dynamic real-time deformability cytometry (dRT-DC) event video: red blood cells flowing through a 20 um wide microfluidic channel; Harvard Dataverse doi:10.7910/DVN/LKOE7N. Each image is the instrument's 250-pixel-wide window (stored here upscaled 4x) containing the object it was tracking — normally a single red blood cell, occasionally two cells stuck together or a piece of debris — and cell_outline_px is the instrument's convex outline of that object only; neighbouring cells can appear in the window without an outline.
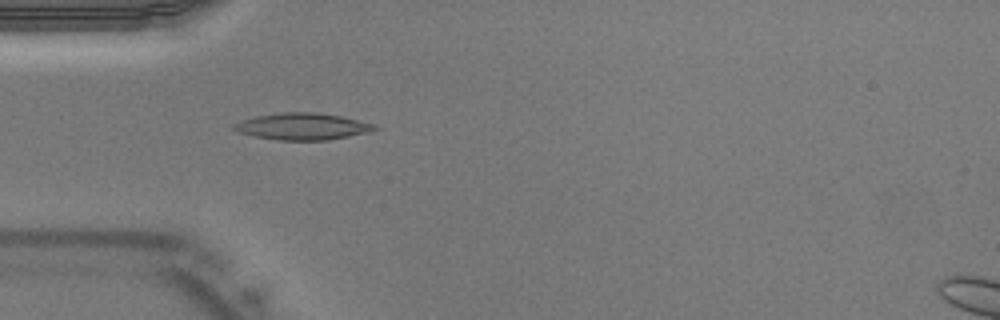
{"species": "Egyptian fruit bat (a non-hibernating species)", "species_latin": "Rousettus aegyptiacus", "temperature_condition": "warm", "stored_images_in_passage": 41, "camera_frame_rate_fps": 3000, "um_per_image_px": 0.085, "animal": {"sex": "male"}, "frame": {"image": 1, "passage_image": 12, "time_ms": 3.667, "image_size_px": [1000, 320], "cell_outline_px": [[380, 128], [372, 132], [328, 140], [280, 140], [256, 136], [236, 132], [232, 128], [232, 124], [240, 120], [256, 116], [280, 112], [316, 112], [340, 116], [376, 124]], "centroid_in_image_um": [25.73, 10.74], "position_along_channel_um": 59.3, "area_um2": 22.14}}
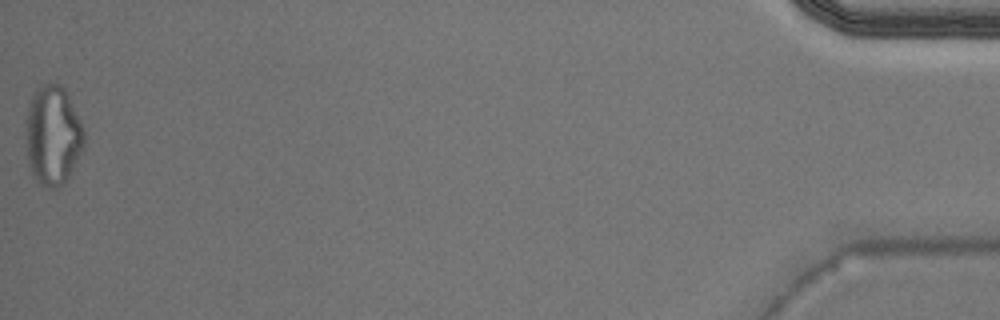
{"frame": {"image": 2, "passage_image": 41, "time_ms": 13.333, "image_size_px": [1000, 320], "cell_outline_px": [[84, 148], [68, 176], [56, 188], [44, 188], [36, 180], [28, 164], [24, 132], [28, 104], [36, 88], [44, 84], [60, 84], [64, 88], [80, 120], [84, 132]], "centroid_in_image_um": [4.45, 11.5], "position_along_channel_um": 430.7, "area_um2": 33.87}}